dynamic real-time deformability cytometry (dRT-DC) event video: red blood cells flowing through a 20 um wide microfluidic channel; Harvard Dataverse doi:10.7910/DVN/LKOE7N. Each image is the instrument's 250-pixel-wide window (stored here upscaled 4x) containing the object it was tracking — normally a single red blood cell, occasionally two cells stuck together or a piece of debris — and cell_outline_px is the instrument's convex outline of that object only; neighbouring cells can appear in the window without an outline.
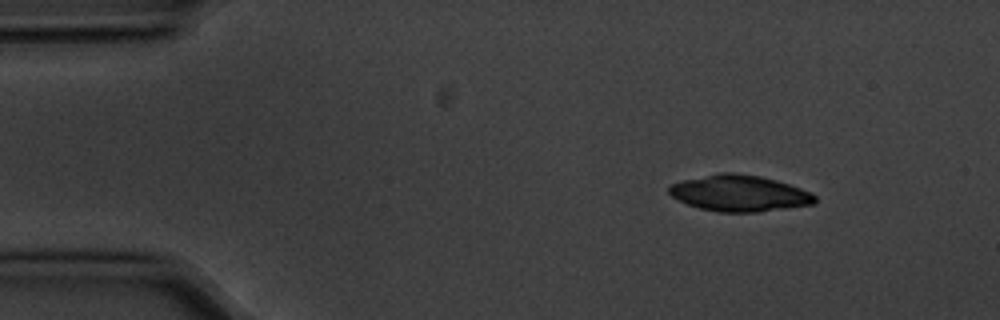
{"species": "common noctule bat (a hibernating species)", "species_latin": "Nyctalus noctula", "temperature_condition": "cold", "stored_images_in_passage": 3, "camera_frame_rate_fps": 3000, "um_per_image_px": 0.085, "animal": {"sex": "male", "body_mass_g": 20.1, "forearm_length_mm": 53.5}, "frame": {"image": 1, "passage_image": 1, "time_ms": 0.0, "image_size_px": [1000, 320], "cell_outline_px": [[816, 200], [812, 204], [756, 212], [720, 212], [700, 208], [688, 204], [672, 196], [668, 192], [668, 188], [672, 184], [684, 180], [720, 172], [732, 172], [760, 176], [776, 180], [800, 188], [816, 196]], "centroid_in_image_um": [62.83, 16.42], "position_along_channel_um": 22.2, "area_um2": 30.35}}